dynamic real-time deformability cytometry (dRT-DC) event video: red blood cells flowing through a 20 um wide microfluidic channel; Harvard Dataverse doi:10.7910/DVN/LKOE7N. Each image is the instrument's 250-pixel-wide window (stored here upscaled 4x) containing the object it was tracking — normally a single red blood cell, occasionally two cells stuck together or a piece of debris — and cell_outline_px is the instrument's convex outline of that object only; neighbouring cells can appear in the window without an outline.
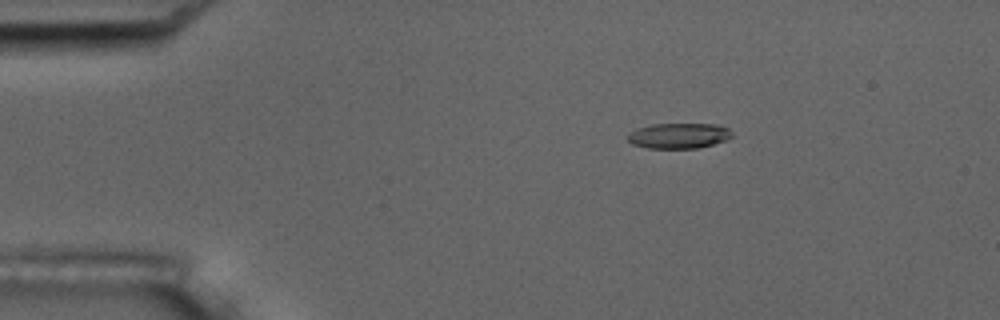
{"species": "common noctule bat (a hibernating species)", "species_latin": "Nyctalus noctula", "temperature_condition": "room temperature", "stored_images_in_passage": 3, "camera_frame_rate_fps": 3000, "um_per_image_px": 0.085, "animal": {"sex": "male", "body_mass_g": 17.5, "forearm_length_mm": 52.3}, "frame": {"image": 1, "passage_image": 1, "time_ms": 0.0, "image_size_px": [1000, 320], "cell_outline_px": [[732, 136], [728, 140], [700, 148], [648, 148], [632, 144], [628, 140], [628, 136], [632, 132], [640, 128], [652, 124], [716, 124], [728, 128], [732, 132]], "centroid_in_image_um": [57.76, 11.54], "position_along_channel_um": 27.2, "area_um2": 15.37}}